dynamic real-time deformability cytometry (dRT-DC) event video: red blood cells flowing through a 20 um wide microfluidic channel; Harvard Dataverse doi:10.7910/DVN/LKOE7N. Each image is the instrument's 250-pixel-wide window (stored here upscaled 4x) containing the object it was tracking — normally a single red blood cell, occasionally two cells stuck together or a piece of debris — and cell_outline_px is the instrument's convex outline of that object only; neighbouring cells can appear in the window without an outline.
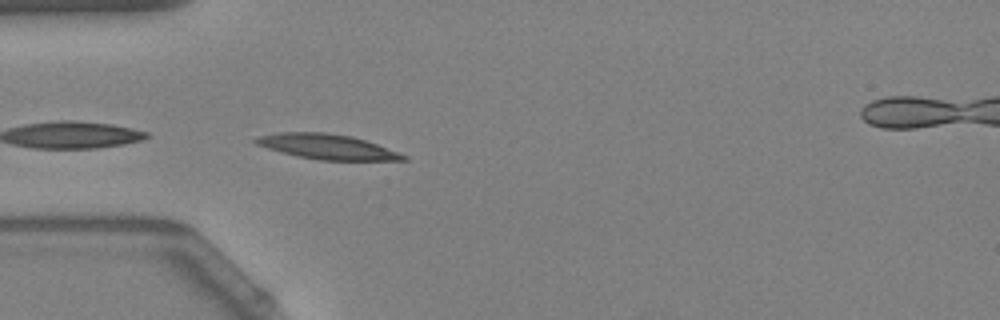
{"species": "Egyptian fruit bat (a non-hibernating species)", "species_latin": "Rousettus aegyptiacus", "temperature_condition": "warm", "stored_images_in_passage": 4, "camera_frame_rate_fps": 3000, "um_per_image_px": 0.085, "animal": {"sex": "female"}, "frame": {"image": 1, "passage_image": 1, "time_ms": 0.0, "image_size_px": [1000, 320], "cell_outline_px": [[408, 160], [320, 160], [280, 152], [256, 144], [252, 140], [256, 136], [276, 132], [324, 132], [352, 136], [376, 144], [408, 156]], "centroid_in_image_um": [27.76, 12.46], "position_along_channel_um": 57.2, "area_um2": 21.39}}